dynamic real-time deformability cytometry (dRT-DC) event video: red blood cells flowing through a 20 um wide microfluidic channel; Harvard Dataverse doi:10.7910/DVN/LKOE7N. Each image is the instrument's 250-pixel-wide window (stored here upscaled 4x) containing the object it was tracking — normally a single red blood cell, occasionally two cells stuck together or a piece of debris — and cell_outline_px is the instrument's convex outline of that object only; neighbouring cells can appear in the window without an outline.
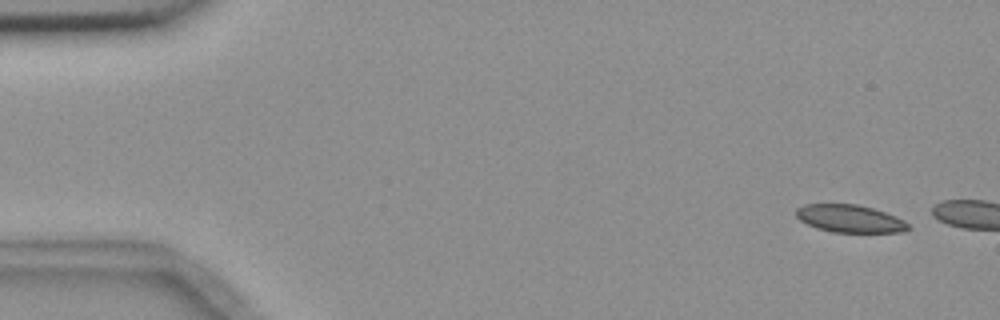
{"species": "common noctule bat (a hibernating species)", "species_latin": "Nyctalus noctula", "temperature_condition": "room temperature", "stored_images_in_passage": 6, "camera_frame_rate_fps": 3000, "um_per_image_px": 0.085, "animal": {"sex": "female", "body_mass_g": 18.4}, "frame": {"image": 1, "passage_image": 1, "time_ms": 0.0, "image_size_px": [1000, 320], "cell_outline_px": [[912, 228], [900, 232], [832, 232], [816, 228], [800, 220], [796, 216], [796, 208], [804, 204], [856, 204], [872, 208], [896, 216], [904, 220]], "centroid_in_image_um": [72.23, 18.58], "position_along_channel_um": 12.8, "area_um2": 18.03}}